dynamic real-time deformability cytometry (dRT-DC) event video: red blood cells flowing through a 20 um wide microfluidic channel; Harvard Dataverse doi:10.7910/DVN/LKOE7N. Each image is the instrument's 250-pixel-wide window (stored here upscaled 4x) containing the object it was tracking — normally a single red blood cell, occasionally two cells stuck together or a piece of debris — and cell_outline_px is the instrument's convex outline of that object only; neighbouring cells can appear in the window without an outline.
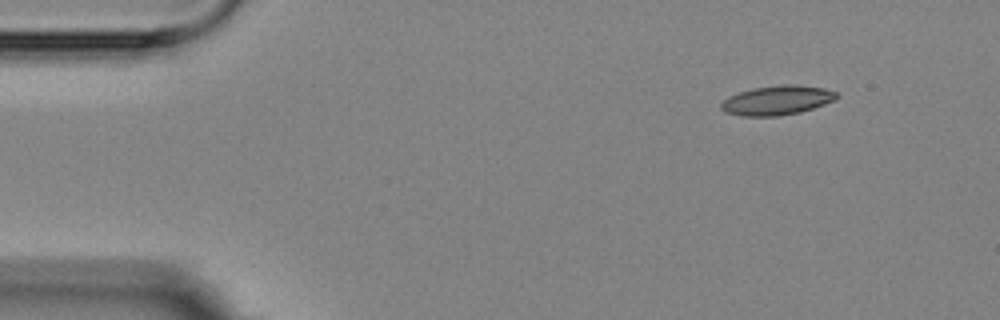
{"species": "Egyptian fruit bat (a non-hibernating species)", "species_latin": "Rousettus aegyptiacus", "temperature_condition": "room temperature", "stored_images_in_passage": 3, "camera_frame_rate_fps": 3000, "um_per_image_px": 0.085, "animal": {"sex": "female"}, "frame": {"image": 1, "passage_image": 1, "time_ms": 0.0, "image_size_px": [1000, 320], "cell_outline_px": [[840, 96], [836, 100], [800, 112], [780, 116], [740, 116], [724, 112], [720, 108], [720, 104], [728, 96], [752, 88], [780, 84], [796, 84], [824, 88], [836, 92]], "centroid_in_image_um": [66.05, 8.52], "position_along_channel_um": 19.0, "area_um2": 20.0}}
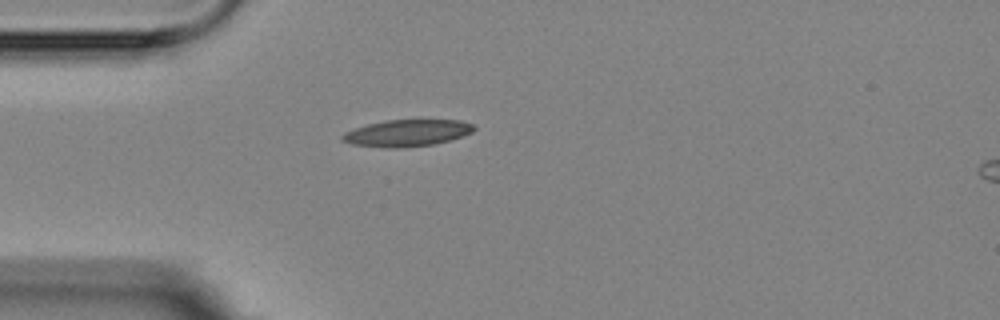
{"frame": {"image": 2, "passage_image": 3, "time_ms": 3.0, "image_size_px": [1000, 320], "cell_outline_px": [[476, 128], [472, 132], [464, 136], [432, 144], [400, 148], [388, 148], [352, 144], [340, 140], [340, 136], [344, 132], [368, 124], [384, 120], [416, 116], [460, 120], [472, 124]], "centroid_in_image_um": [34.63, 11.24], "position_along_channel_um": 50.4, "area_um2": 21.56}}